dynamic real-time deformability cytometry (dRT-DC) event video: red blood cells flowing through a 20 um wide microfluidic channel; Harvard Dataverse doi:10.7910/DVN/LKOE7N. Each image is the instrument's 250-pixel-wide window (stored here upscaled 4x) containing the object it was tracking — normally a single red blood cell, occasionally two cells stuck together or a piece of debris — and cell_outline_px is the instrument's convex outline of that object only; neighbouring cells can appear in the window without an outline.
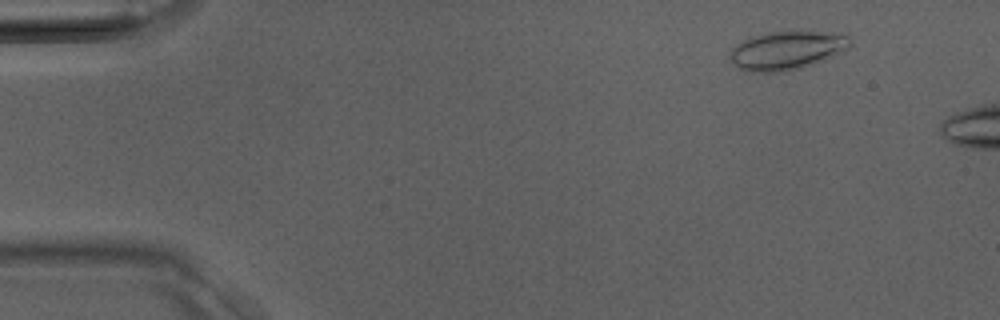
{"species": "Egyptian fruit bat (a non-hibernating species)", "species_latin": "Rousettus aegyptiacus", "temperature_condition": "room temperature", "stored_images_in_passage": 8, "camera_frame_rate_fps": 3000, "um_per_image_px": 0.085, "animal": {"sex": "male"}, "frame": {"image": 1, "passage_image": 4, "time_ms": 1.0, "image_size_px": [1000, 320], "cell_outline_px": [[852, 44], [844, 52], [812, 64], [800, 68], [780, 72], [752, 72], [740, 68], [732, 60], [732, 48], [744, 40], [752, 36], [768, 32], [792, 28], [800, 28], [848, 36], [852, 40]], "centroid_in_image_um": [66.95, 4.23], "position_along_channel_um": 18.0, "area_um2": 27.4}}